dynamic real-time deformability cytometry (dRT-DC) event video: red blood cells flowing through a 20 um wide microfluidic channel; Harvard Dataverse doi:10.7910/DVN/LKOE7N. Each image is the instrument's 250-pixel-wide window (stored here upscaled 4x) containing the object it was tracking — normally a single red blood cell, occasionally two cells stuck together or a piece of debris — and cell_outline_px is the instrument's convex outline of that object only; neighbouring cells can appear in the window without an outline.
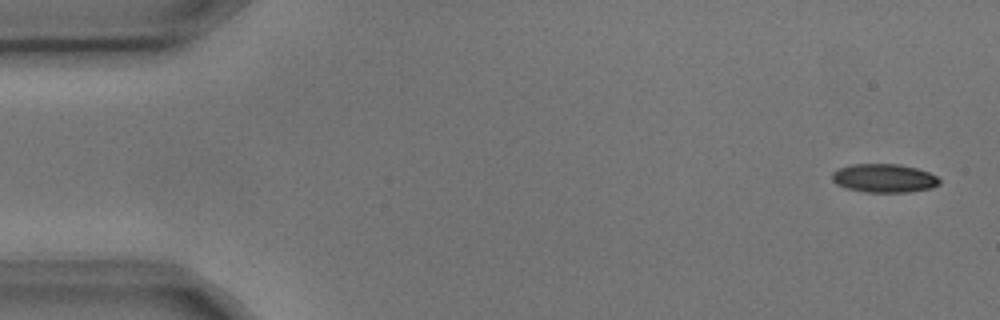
{"species": "common noctule bat (a hibernating species)", "species_latin": "Nyctalus noctula", "temperature_condition": "cold", "stored_images_in_passage": 7, "camera_frame_rate_fps": 3000, "um_per_image_px": 0.085, "animal": {"sex": "male", "body_mass_g": 17.9, "forearm_length_mm": 54.2}, "frame": {"image": 1, "passage_image": 1, "time_ms": 0.0, "image_size_px": [1000, 320], "cell_outline_px": [[940, 184], [932, 188], [908, 192], [864, 192], [848, 188], [836, 184], [832, 180], [832, 172], [840, 168], [852, 164], [900, 164], [916, 168], [928, 172], [936, 176], [940, 180]], "centroid_in_image_um": [75.15, 15.15], "position_along_channel_um": 9.8, "area_um2": 17.86}}
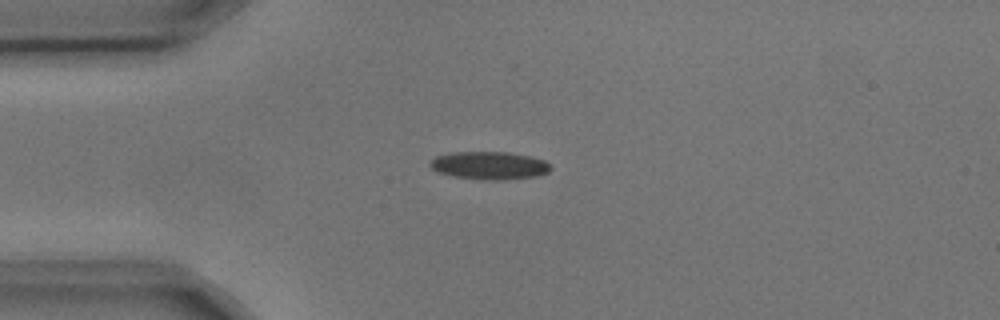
{"frame": {"image": 2, "passage_image": 4, "time_ms": 1.0, "image_size_px": [1000, 320], "cell_outline_px": [[552, 168], [548, 172], [536, 176], [504, 180], [488, 180], [452, 176], [440, 172], [432, 168], [428, 164], [428, 160], [436, 156], [452, 152], [508, 152], [528, 156], [544, 160]], "centroid_in_image_um": [41.57, 14.06], "position_along_channel_um": 43.4, "area_um2": 19.54}}
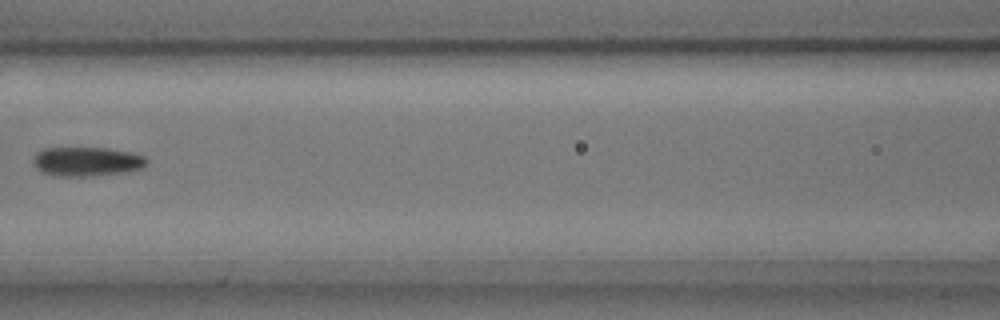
{"frame": {"image": 3, "passage_image": 7, "time_ms": 2.0, "image_size_px": [1000, 320], "cell_outline_px": [[148, 164], [144, 168], [128, 172], [92, 176], [56, 176], [40, 172], [32, 164], [32, 160], [36, 152], [40, 148], [108, 148], [132, 152], [144, 156], [148, 160]], "centroid_in_image_um": [7.38, 13.73], "position_along_channel_um": 159.2, "area_um2": 19.83}}